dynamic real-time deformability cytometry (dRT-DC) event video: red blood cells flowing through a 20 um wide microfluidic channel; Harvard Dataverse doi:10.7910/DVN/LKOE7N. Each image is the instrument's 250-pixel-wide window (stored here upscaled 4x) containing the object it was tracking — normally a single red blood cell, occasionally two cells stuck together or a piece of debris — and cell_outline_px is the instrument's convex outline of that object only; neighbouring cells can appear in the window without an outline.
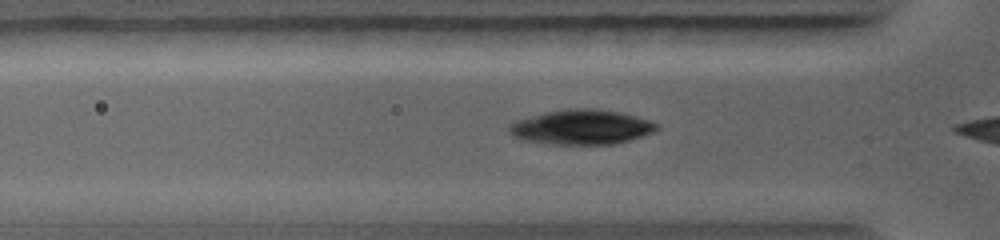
{"species": "common noctule bat (a hibernating species)", "species_latin": "Nyctalus noctula", "temperature_condition": "warm", "stored_images_in_passage": 23, "camera_frame_rate_fps": 5000, "um_per_image_px": 0.085, "animal": {"sex": "female", "body_mass_g": 19.0, "forearm_length_mm": 56.7}, "frame": {"image": 1, "passage_image": 5, "time_ms": 1.0, "image_size_px": [1000, 240], "cell_outline_px": [[660, 128], [652, 132], [632, 140], [616, 144], [540, 144], [520, 140], [512, 136], [508, 132], [508, 124], [516, 120], [544, 112], [568, 108], [596, 108], [620, 112], [652, 120], [660, 124]], "centroid_in_image_um": [49.41, 10.81], "position_along_channel_um": 76.4, "area_um2": 30.63}}
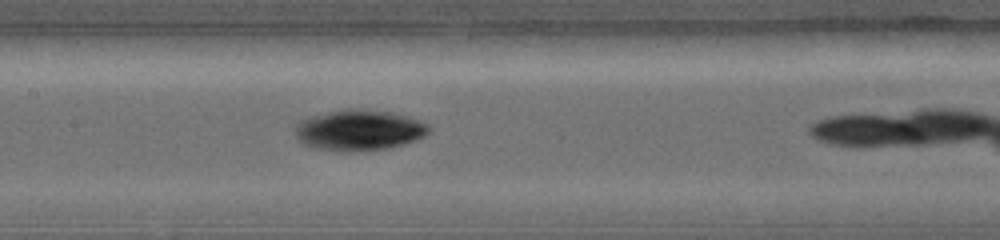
{"frame": {"image": 2, "passage_image": 13, "time_ms": 3.0, "image_size_px": [1000, 240], "cell_outline_px": [[428, 132], [424, 136], [416, 140], [392, 148], [352, 152], [344, 152], [312, 148], [304, 144], [296, 136], [296, 124], [300, 120], [340, 108], [352, 108], [392, 112], [408, 116], [428, 124]], "centroid_in_image_um": [30.52, 11.07], "position_along_channel_um": 176.9, "area_um2": 32.02}}
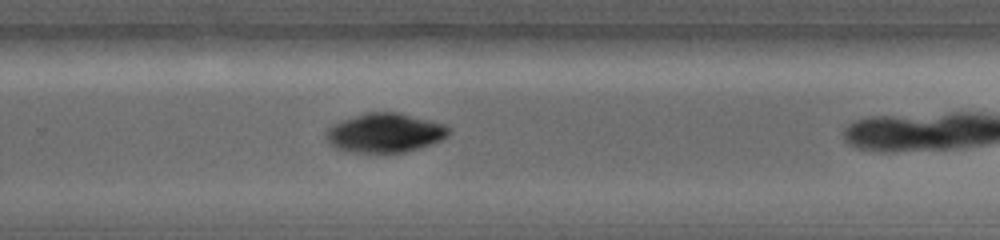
{"frame": {"image": 3, "passage_image": 23, "time_ms": 5.4, "image_size_px": [1000, 240], "cell_outline_px": [[452, 128], [448, 136], [432, 144], [408, 152], [348, 152], [336, 148], [324, 136], [324, 132], [328, 128], [344, 120], [368, 112], [400, 112], [432, 120], [444, 124]], "centroid_in_image_um": [32.78, 11.29], "position_along_channel_um": 297.0, "area_um2": 28.09}}